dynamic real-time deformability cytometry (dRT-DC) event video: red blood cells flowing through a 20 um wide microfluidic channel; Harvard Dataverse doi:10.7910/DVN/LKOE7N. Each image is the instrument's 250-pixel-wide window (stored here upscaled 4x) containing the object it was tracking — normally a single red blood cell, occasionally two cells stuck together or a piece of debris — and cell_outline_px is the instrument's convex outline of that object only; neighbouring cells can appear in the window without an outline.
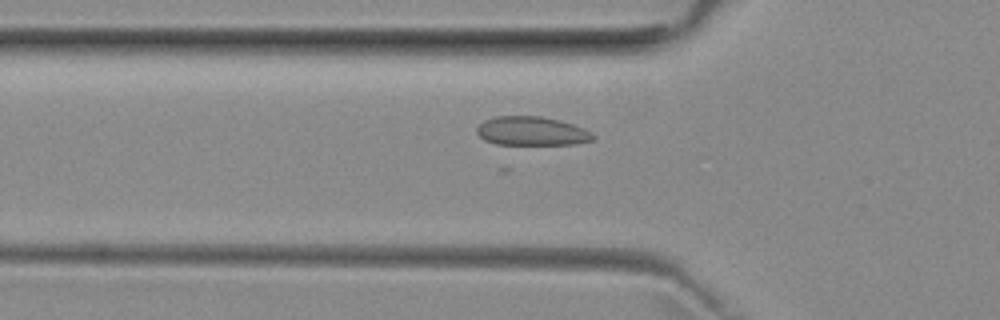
{"species": "common noctule bat (a hibernating species)", "species_latin": "Nyctalus noctula", "temperature_condition": "room temperature", "stored_images_in_passage": 37, "camera_frame_rate_fps": 3000, "um_per_image_px": 0.085, "animal": {"sex": "female", "body_mass_g": 29.2, "forearm_length_mm": 56.3}, "frame": {"image": 1, "passage_image": 2, "time_ms": 0.333, "image_size_px": [1000, 320], "cell_outline_px": [[596, 136], [592, 140], [576, 144], [496, 144], [484, 140], [476, 132], [476, 128], [484, 120], [496, 116], [540, 116], [560, 120], [584, 128], [592, 132]], "centroid_in_image_um": [45.2, 11.14], "position_along_channel_um": 80.6, "area_um2": 19.59}}
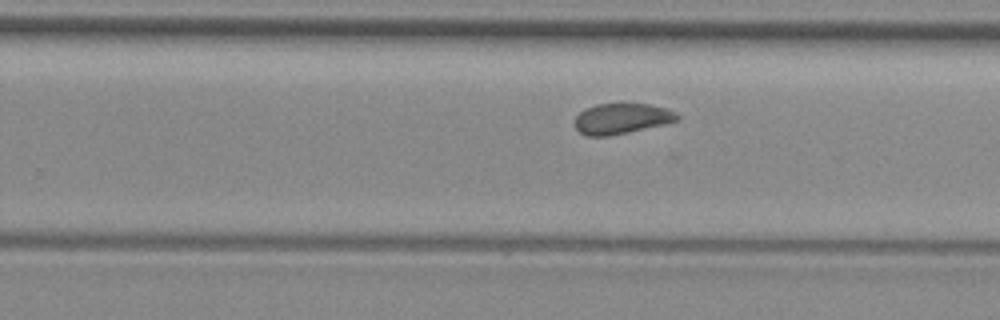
{"frame": {"image": 2, "passage_image": 17, "time_ms": 5.333, "image_size_px": [1000, 320], "cell_outline_px": [[680, 120], [664, 124], [628, 132], [608, 136], [584, 136], [576, 128], [576, 116], [584, 108], [596, 104], [648, 104], [664, 108], [676, 112], [680, 116]], "centroid_in_image_um": [52.83, 10.08], "position_along_channel_um": 277.0, "area_um2": 18.15}}
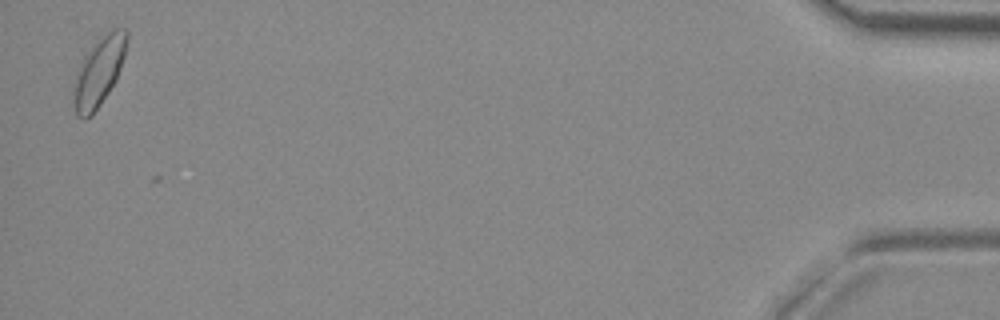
{"frame": {"image": 3, "passage_image": 36, "time_ms": 11.667, "image_size_px": [1000, 320], "cell_outline_px": [[128, 40], [124, 56], [116, 80], [92, 116], [84, 120], [76, 116], [72, 88], [76, 72], [80, 64], [88, 52], [100, 36], [116, 28], [124, 28], [128, 32]], "centroid_in_image_um": [8.39, 6.11], "position_along_channel_um": 426.8, "area_um2": 21.27}}